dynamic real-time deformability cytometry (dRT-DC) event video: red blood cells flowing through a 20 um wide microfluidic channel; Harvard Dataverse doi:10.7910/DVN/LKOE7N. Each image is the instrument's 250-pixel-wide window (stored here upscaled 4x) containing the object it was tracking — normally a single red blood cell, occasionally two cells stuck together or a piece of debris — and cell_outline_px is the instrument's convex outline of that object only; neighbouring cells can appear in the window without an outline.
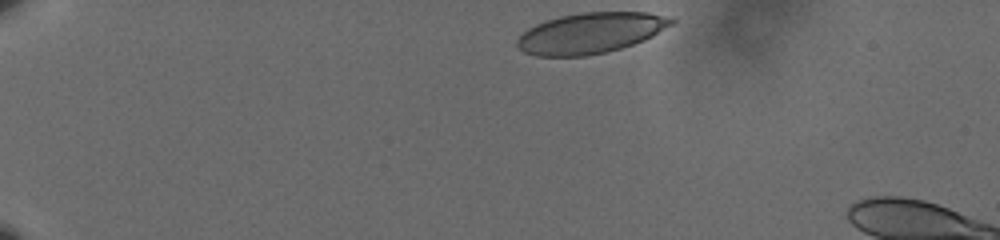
{"species": "human", "species_latin": "Homo sapiens", "temperature_condition": "cold", "stored_images_in_passage": 9, "camera_frame_rate_fps": 3000, "um_per_image_px": 0.085, "donor": {"sex": "male"}, "frame": {"image": 1, "passage_image": 1, "time_ms": 0.0, "image_size_px": [1000, 240], "cell_outline_px": [[676, 20], [672, 24], [652, 36], [644, 40], [608, 52], [584, 56], [536, 56], [524, 52], [516, 44], [516, 40], [528, 28], [544, 20], [560, 16], [580, 12], [648, 12]], "centroid_in_image_um": [50.16, 2.81], "position_along_channel_um": 34.8, "area_um2": 36.41}}